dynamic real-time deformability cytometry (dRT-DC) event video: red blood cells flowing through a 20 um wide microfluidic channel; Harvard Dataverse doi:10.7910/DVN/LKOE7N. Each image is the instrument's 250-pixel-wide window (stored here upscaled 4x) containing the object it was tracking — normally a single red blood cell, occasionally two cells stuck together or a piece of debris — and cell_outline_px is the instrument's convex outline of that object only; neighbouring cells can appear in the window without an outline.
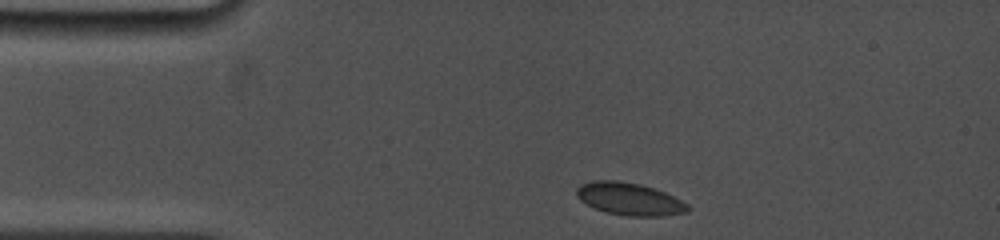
{"species": "common noctule bat (a hibernating species)", "species_latin": "Nyctalus noctula", "temperature_condition": "cold", "stored_images_in_passage": 4, "camera_frame_rate_fps": 5000, "um_per_image_px": 0.085, "animal": {"sex": "female", "body_mass_g": 19.0, "forearm_length_mm": 53.3}, "frame": {"image": 1, "passage_image": 1, "time_ms": 0.0, "image_size_px": [1000, 240], "cell_outline_px": [[692, 208], [688, 212], [664, 216], [628, 216], [608, 212], [596, 208], [580, 200], [576, 196], [576, 188], [580, 184], [596, 180], [616, 180], [640, 184], [664, 192], [688, 204]], "centroid_in_image_um": [53.51, 16.91], "position_along_channel_um": 31.5, "area_um2": 20.92}}